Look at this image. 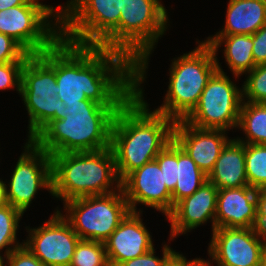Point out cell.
Segmentation results:
<instances>
[{"instance_id":"9c48e42d","label":"cell","mask_w":266,"mask_h":266,"mask_svg":"<svg viewBox=\"0 0 266 266\" xmlns=\"http://www.w3.org/2000/svg\"><path fill=\"white\" fill-rule=\"evenodd\" d=\"M60 16L59 5L54 9L39 0H30L0 11V33L11 37L28 54L38 55L61 38Z\"/></svg>"},{"instance_id":"e575fe53","label":"cell","mask_w":266,"mask_h":266,"mask_svg":"<svg viewBox=\"0 0 266 266\" xmlns=\"http://www.w3.org/2000/svg\"><path fill=\"white\" fill-rule=\"evenodd\" d=\"M252 43L255 65L266 64V24L252 35Z\"/></svg>"},{"instance_id":"52a82bcc","label":"cell","mask_w":266,"mask_h":266,"mask_svg":"<svg viewBox=\"0 0 266 266\" xmlns=\"http://www.w3.org/2000/svg\"><path fill=\"white\" fill-rule=\"evenodd\" d=\"M172 60L168 90L163 104L154 111L174 122L184 120L197 105L202 91L218 70L216 56L205 42Z\"/></svg>"},{"instance_id":"4dcf8cb0","label":"cell","mask_w":266,"mask_h":266,"mask_svg":"<svg viewBox=\"0 0 266 266\" xmlns=\"http://www.w3.org/2000/svg\"><path fill=\"white\" fill-rule=\"evenodd\" d=\"M162 258L155 255L154 247L144 255L121 263L119 266H165L167 262L177 253L173 248L164 244Z\"/></svg>"},{"instance_id":"ac0fdd59","label":"cell","mask_w":266,"mask_h":266,"mask_svg":"<svg viewBox=\"0 0 266 266\" xmlns=\"http://www.w3.org/2000/svg\"><path fill=\"white\" fill-rule=\"evenodd\" d=\"M142 212L130 211L104 242L109 266L144 255L154 245L152 236L141 219Z\"/></svg>"},{"instance_id":"6da1fadb","label":"cell","mask_w":266,"mask_h":266,"mask_svg":"<svg viewBox=\"0 0 266 266\" xmlns=\"http://www.w3.org/2000/svg\"><path fill=\"white\" fill-rule=\"evenodd\" d=\"M58 99L65 104L92 100L123 106L136 93V65L126 56L100 46L55 43Z\"/></svg>"},{"instance_id":"7402d4cb","label":"cell","mask_w":266,"mask_h":266,"mask_svg":"<svg viewBox=\"0 0 266 266\" xmlns=\"http://www.w3.org/2000/svg\"><path fill=\"white\" fill-rule=\"evenodd\" d=\"M204 41L212 48L215 56L221 44H224V58L235 78L244 73L247 75L256 66L252 53V35H213Z\"/></svg>"},{"instance_id":"f1b7e54d","label":"cell","mask_w":266,"mask_h":266,"mask_svg":"<svg viewBox=\"0 0 266 266\" xmlns=\"http://www.w3.org/2000/svg\"><path fill=\"white\" fill-rule=\"evenodd\" d=\"M155 160L163 173L166 187L172 192L177 184L178 144L172 139L159 152Z\"/></svg>"},{"instance_id":"836d02e7","label":"cell","mask_w":266,"mask_h":266,"mask_svg":"<svg viewBox=\"0 0 266 266\" xmlns=\"http://www.w3.org/2000/svg\"><path fill=\"white\" fill-rule=\"evenodd\" d=\"M5 259L8 266H46L25 245L11 251Z\"/></svg>"},{"instance_id":"30bf717a","label":"cell","mask_w":266,"mask_h":266,"mask_svg":"<svg viewBox=\"0 0 266 266\" xmlns=\"http://www.w3.org/2000/svg\"><path fill=\"white\" fill-rule=\"evenodd\" d=\"M64 209L67 213L62 216L80 239L103 243L130 212L122 189L69 200L64 203Z\"/></svg>"},{"instance_id":"8d00e7d4","label":"cell","mask_w":266,"mask_h":266,"mask_svg":"<svg viewBox=\"0 0 266 266\" xmlns=\"http://www.w3.org/2000/svg\"><path fill=\"white\" fill-rule=\"evenodd\" d=\"M30 0H0V11L9 9L18 5L27 4Z\"/></svg>"},{"instance_id":"d4e9b609","label":"cell","mask_w":266,"mask_h":266,"mask_svg":"<svg viewBox=\"0 0 266 266\" xmlns=\"http://www.w3.org/2000/svg\"><path fill=\"white\" fill-rule=\"evenodd\" d=\"M23 213L6 203L0 206V255L5 248L4 257L11 251L24 245L17 241V230ZM13 247V248H12Z\"/></svg>"},{"instance_id":"cb8c5ba5","label":"cell","mask_w":266,"mask_h":266,"mask_svg":"<svg viewBox=\"0 0 266 266\" xmlns=\"http://www.w3.org/2000/svg\"><path fill=\"white\" fill-rule=\"evenodd\" d=\"M245 138L236 139L244 144L266 145V103L242 101L237 129Z\"/></svg>"},{"instance_id":"d6a6232c","label":"cell","mask_w":266,"mask_h":266,"mask_svg":"<svg viewBox=\"0 0 266 266\" xmlns=\"http://www.w3.org/2000/svg\"><path fill=\"white\" fill-rule=\"evenodd\" d=\"M257 213L252 229L255 235L266 242V188L256 193Z\"/></svg>"},{"instance_id":"f546056e","label":"cell","mask_w":266,"mask_h":266,"mask_svg":"<svg viewBox=\"0 0 266 266\" xmlns=\"http://www.w3.org/2000/svg\"><path fill=\"white\" fill-rule=\"evenodd\" d=\"M24 64L25 62L0 63V90L16 87V91L20 94Z\"/></svg>"},{"instance_id":"8fae6325","label":"cell","mask_w":266,"mask_h":266,"mask_svg":"<svg viewBox=\"0 0 266 266\" xmlns=\"http://www.w3.org/2000/svg\"><path fill=\"white\" fill-rule=\"evenodd\" d=\"M218 70L212 75L185 122L201 129L229 131L238 126L242 88L225 74L216 57Z\"/></svg>"},{"instance_id":"603a6c76","label":"cell","mask_w":266,"mask_h":266,"mask_svg":"<svg viewBox=\"0 0 266 266\" xmlns=\"http://www.w3.org/2000/svg\"><path fill=\"white\" fill-rule=\"evenodd\" d=\"M206 181L207 175L201 171L190 156L178 145L177 184L172 194V210L186 197L191 196Z\"/></svg>"},{"instance_id":"4fadbf2b","label":"cell","mask_w":266,"mask_h":266,"mask_svg":"<svg viewBox=\"0 0 266 266\" xmlns=\"http://www.w3.org/2000/svg\"><path fill=\"white\" fill-rule=\"evenodd\" d=\"M54 213L42 226L26 227L29 237L24 245L46 266H70L80 237L61 211Z\"/></svg>"},{"instance_id":"1f68e13d","label":"cell","mask_w":266,"mask_h":266,"mask_svg":"<svg viewBox=\"0 0 266 266\" xmlns=\"http://www.w3.org/2000/svg\"><path fill=\"white\" fill-rule=\"evenodd\" d=\"M29 56L11 37L0 33V63L26 62Z\"/></svg>"},{"instance_id":"83f0119b","label":"cell","mask_w":266,"mask_h":266,"mask_svg":"<svg viewBox=\"0 0 266 266\" xmlns=\"http://www.w3.org/2000/svg\"><path fill=\"white\" fill-rule=\"evenodd\" d=\"M242 85V100L266 103V64L256 65Z\"/></svg>"},{"instance_id":"9a60e30c","label":"cell","mask_w":266,"mask_h":266,"mask_svg":"<svg viewBox=\"0 0 266 266\" xmlns=\"http://www.w3.org/2000/svg\"><path fill=\"white\" fill-rule=\"evenodd\" d=\"M121 189L130 211H137L136 204L152 207L167 217L172 212V194L164 183L163 173L156 160L145 163L121 181Z\"/></svg>"},{"instance_id":"74e56055","label":"cell","mask_w":266,"mask_h":266,"mask_svg":"<svg viewBox=\"0 0 266 266\" xmlns=\"http://www.w3.org/2000/svg\"><path fill=\"white\" fill-rule=\"evenodd\" d=\"M3 180L0 179V206L6 204V196H5V184Z\"/></svg>"},{"instance_id":"d6986e66","label":"cell","mask_w":266,"mask_h":266,"mask_svg":"<svg viewBox=\"0 0 266 266\" xmlns=\"http://www.w3.org/2000/svg\"><path fill=\"white\" fill-rule=\"evenodd\" d=\"M257 189L250 186L218 190L215 229L252 228L257 213Z\"/></svg>"},{"instance_id":"2e32d148","label":"cell","mask_w":266,"mask_h":266,"mask_svg":"<svg viewBox=\"0 0 266 266\" xmlns=\"http://www.w3.org/2000/svg\"><path fill=\"white\" fill-rule=\"evenodd\" d=\"M225 132L220 129L197 128L180 120L174 123L173 140L208 176L223 147L230 140Z\"/></svg>"},{"instance_id":"5b68a950","label":"cell","mask_w":266,"mask_h":266,"mask_svg":"<svg viewBox=\"0 0 266 266\" xmlns=\"http://www.w3.org/2000/svg\"><path fill=\"white\" fill-rule=\"evenodd\" d=\"M166 10L160 0H122L119 53L136 65V86L144 82L150 54L169 25Z\"/></svg>"},{"instance_id":"ab89813d","label":"cell","mask_w":266,"mask_h":266,"mask_svg":"<svg viewBox=\"0 0 266 266\" xmlns=\"http://www.w3.org/2000/svg\"><path fill=\"white\" fill-rule=\"evenodd\" d=\"M262 266H266V253H265L264 258H263Z\"/></svg>"},{"instance_id":"f35d334b","label":"cell","mask_w":266,"mask_h":266,"mask_svg":"<svg viewBox=\"0 0 266 266\" xmlns=\"http://www.w3.org/2000/svg\"><path fill=\"white\" fill-rule=\"evenodd\" d=\"M5 257H2L1 255H0V266H5Z\"/></svg>"},{"instance_id":"3957f363","label":"cell","mask_w":266,"mask_h":266,"mask_svg":"<svg viewBox=\"0 0 266 266\" xmlns=\"http://www.w3.org/2000/svg\"><path fill=\"white\" fill-rule=\"evenodd\" d=\"M62 119L51 120L31 140L50 156L98 151L111 147V130L122 106H104L92 100L65 104Z\"/></svg>"},{"instance_id":"d590c367","label":"cell","mask_w":266,"mask_h":266,"mask_svg":"<svg viewBox=\"0 0 266 266\" xmlns=\"http://www.w3.org/2000/svg\"><path fill=\"white\" fill-rule=\"evenodd\" d=\"M204 259L195 258L187 260L186 256L177 252L165 266H202Z\"/></svg>"},{"instance_id":"5bb4252c","label":"cell","mask_w":266,"mask_h":266,"mask_svg":"<svg viewBox=\"0 0 266 266\" xmlns=\"http://www.w3.org/2000/svg\"><path fill=\"white\" fill-rule=\"evenodd\" d=\"M265 253L266 242L252 228H218L213 230L208 247L212 260L204 259L202 266L213 262L217 266H262Z\"/></svg>"},{"instance_id":"ffe728a7","label":"cell","mask_w":266,"mask_h":266,"mask_svg":"<svg viewBox=\"0 0 266 266\" xmlns=\"http://www.w3.org/2000/svg\"><path fill=\"white\" fill-rule=\"evenodd\" d=\"M207 179L218 190L249 186L245 169V144L231 138L223 147Z\"/></svg>"},{"instance_id":"44dd1931","label":"cell","mask_w":266,"mask_h":266,"mask_svg":"<svg viewBox=\"0 0 266 266\" xmlns=\"http://www.w3.org/2000/svg\"><path fill=\"white\" fill-rule=\"evenodd\" d=\"M227 6L225 26L215 35H253L266 24L262 0H229Z\"/></svg>"},{"instance_id":"7c38bea8","label":"cell","mask_w":266,"mask_h":266,"mask_svg":"<svg viewBox=\"0 0 266 266\" xmlns=\"http://www.w3.org/2000/svg\"><path fill=\"white\" fill-rule=\"evenodd\" d=\"M24 148L5 185L6 202L23 214L40 188L52 194L51 156L32 140H27Z\"/></svg>"},{"instance_id":"7a4b0ae2","label":"cell","mask_w":266,"mask_h":266,"mask_svg":"<svg viewBox=\"0 0 266 266\" xmlns=\"http://www.w3.org/2000/svg\"><path fill=\"white\" fill-rule=\"evenodd\" d=\"M143 94V88L136 86V93L116 112L112 124L111 149L120 181L155 160L173 139L175 122L150 111Z\"/></svg>"},{"instance_id":"ba28073f","label":"cell","mask_w":266,"mask_h":266,"mask_svg":"<svg viewBox=\"0 0 266 266\" xmlns=\"http://www.w3.org/2000/svg\"><path fill=\"white\" fill-rule=\"evenodd\" d=\"M55 74V44L38 55H30L22 69L20 95L28 111V140L51 120L62 119L65 103L58 99Z\"/></svg>"},{"instance_id":"484cf974","label":"cell","mask_w":266,"mask_h":266,"mask_svg":"<svg viewBox=\"0 0 266 266\" xmlns=\"http://www.w3.org/2000/svg\"><path fill=\"white\" fill-rule=\"evenodd\" d=\"M245 169L250 187L266 188V145L245 144Z\"/></svg>"},{"instance_id":"e0dca14e","label":"cell","mask_w":266,"mask_h":266,"mask_svg":"<svg viewBox=\"0 0 266 266\" xmlns=\"http://www.w3.org/2000/svg\"><path fill=\"white\" fill-rule=\"evenodd\" d=\"M217 196L218 188L206 181L191 196L179 201L166 217L171 223L170 240L207 223L209 219L212 222L213 232L215 229Z\"/></svg>"},{"instance_id":"4316f807","label":"cell","mask_w":266,"mask_h":266,"mask_svg":"<svg viewBox=\"0 0 266 266\" xmlns=\"http://www.w3.org/2000/svg\"><path fill=\"white\" fill-rule=\"evenodd\" d=\"M70 266H109L105 244L100 241L80 239Z\"/></svg>"},{"instance_id":"277c9868","label":"cell","mask_w":266,"mask_h":266,"mask_svg":"<svg viewBox=\"0 0 266 266\" xmlns=\"http://www.w3.org/2000/svg\"><path fill=\"white\" fill-rule=\"evenodd\" d=\"M51 160V195L61 199L63 203L75 198L104 195L121 189L111 147L98 151L55 154L51 155Z\"/></svg>"},{"instance_id":"8992f818","label":"cell","mask_w":266,"mask_h":266,"mask_svg":"<svg viewBox=\"0 0 266 266\" xmlns=\"http://www.w3.org/2000/svg\"><path fill=\"white\" fill-rule=\"evenodd\" d=\"M122 0H69L60 6L61 38L119 53Z\"/></svg>"}]
</instances>
